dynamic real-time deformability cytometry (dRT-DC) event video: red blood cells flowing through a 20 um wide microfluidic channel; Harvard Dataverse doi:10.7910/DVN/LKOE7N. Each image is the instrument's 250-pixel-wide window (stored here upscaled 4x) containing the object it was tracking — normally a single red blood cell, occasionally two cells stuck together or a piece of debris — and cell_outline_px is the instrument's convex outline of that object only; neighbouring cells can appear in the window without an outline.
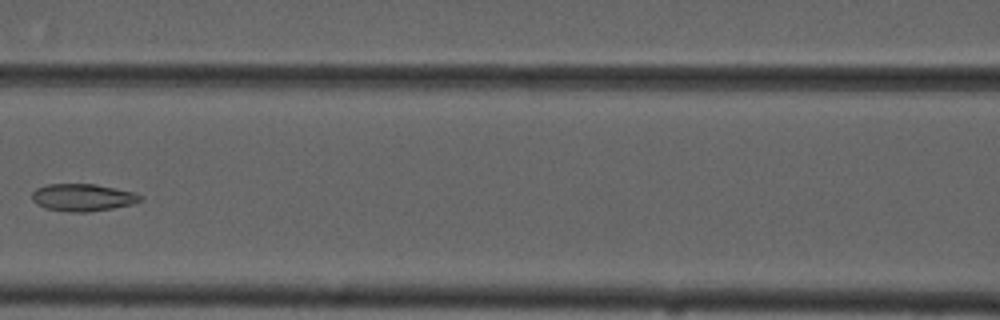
{"species": "common noctule bat (a hibernating species)", "species_latin": "Nyctalus noctula", "temperature_condition": "cold", "stored_images_in_passage": 7, "camera_frame_rate_fps": 3000, "um_per_image_px": 0.085, "animal": {"sex": "male", "forearm_length_mm": 52.5}, "frame": {"image": 1, "passage_image": 7, "time_ms": 8.0, "image_size_px": [1000, 320], "cell_outline_px": [[144, 200], [132, 204], [112, 208], [88, 212], [68, 212], [44, 208], [32, 200], [32, 192], [36, 188], [48, 184], [96, 184], [136, 192], [144, 196]], "centroid_in_image_um": [7.07, 16.78], "position_along_channel_um": 159.5, "area_um2": 17.46}}